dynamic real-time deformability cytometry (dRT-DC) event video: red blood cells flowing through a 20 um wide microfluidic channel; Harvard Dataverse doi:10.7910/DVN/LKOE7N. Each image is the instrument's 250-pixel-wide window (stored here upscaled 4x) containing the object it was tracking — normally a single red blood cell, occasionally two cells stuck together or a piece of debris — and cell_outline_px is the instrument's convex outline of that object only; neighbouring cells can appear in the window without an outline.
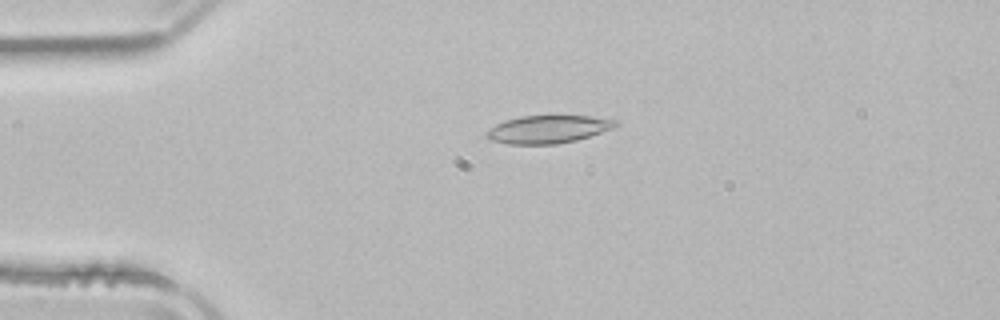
{"species": "common noctule bat (a hibernating species)", "species_latin": "Nyctalus noctula", "temperature_condition": "room temperature", "stored_images_in_passage": 52, "camera_frame_rate_fps": 3000, "um_per_image_px": 0.085, "animal": {"sex": "male", "body_mass_g": 21.5, "forearm_length_mm": 52.0}, "frame": {"image": 1, "passage_image": 12, "time_ms": 3.667, "image_size_px": [1000, 320], "cell_outline_px": [[620, 124], [612, 128], [576, 140], [556, 144], [508, 144], [492, 140], [484, 136], [484, 132], [488, 128], [496, 124], [520, 116], [592, 116], [620, 120]], "centroid_in_image_um": [46.58, 10.98], "position_along_channel_um": 38.4, "area_um2": 20.92}}
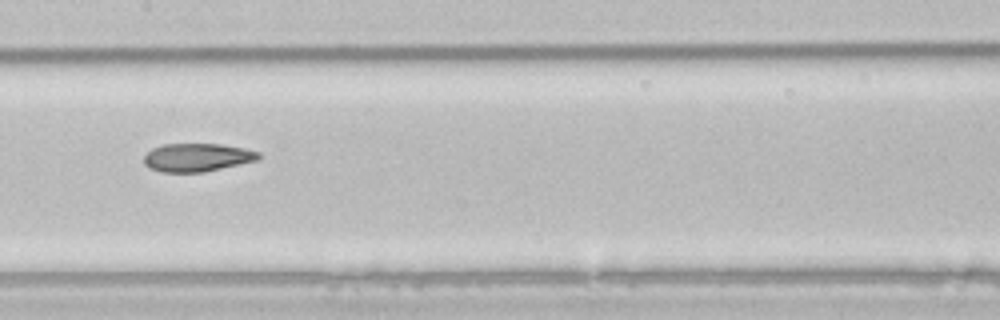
{"frame": {"image": 2, "passage_image": 26, "time_ms": 8.333, "image_size_px": [1000, 320], "cell_outline_px": [[260, 160], [204, 172], [160, 172], [148, 168], [144, 164], [144, 156], [152, 148], [164, 144], [220, 144], [244, 148], [260, 152]], "centroid_in_image_um": [16.76, 13.39], "position_along_channel_um": 190.6, "area_um2": 19.02}}
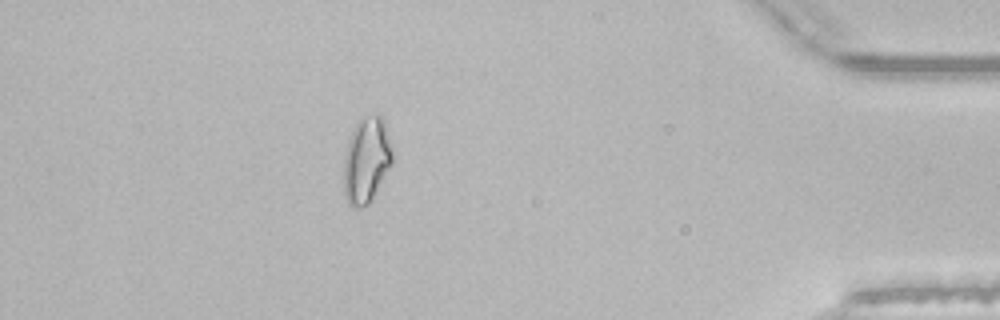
{"frame": {"image": 3, "passage_image": 46, "time_ms": 15.0, "image_size_px": [1000, 320], "cell_outline_px": [[392, 164], [372, 200], [368, 204], [360, 208], [352, 208], [348, 204], [344, 196], [344, 160], [348, 140], [352, 128], [356, 120], [360, 116], [380, 116], [384, 120], [392, 148]], "centroid_in_image_um": [31.13, 13.62], "position_along_channel_um": 404.1, "area_um2": 24.68}, "authors_computed_cell_mechanics": {"area_um2": 20.5479, "velocity_mm_per_s": 3.9175, "shape_relaxation_time_tau1_ms": 8.605, "shape_relaxation_time_tau2_ms": 6.5925, "deformation_change_tau1": 0.1871, "deformation_change_tau2": 0.1338}}